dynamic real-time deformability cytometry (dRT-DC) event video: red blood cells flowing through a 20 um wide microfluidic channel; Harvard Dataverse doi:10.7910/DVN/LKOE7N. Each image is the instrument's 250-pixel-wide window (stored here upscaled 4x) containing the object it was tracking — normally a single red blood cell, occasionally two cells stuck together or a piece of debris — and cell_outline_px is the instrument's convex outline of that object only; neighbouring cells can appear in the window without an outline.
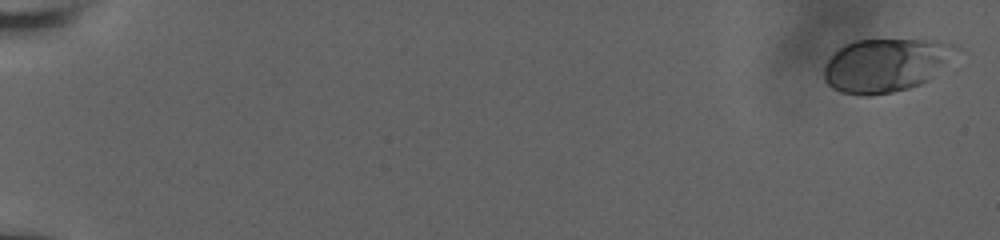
{"species": "human", "species_latin": "Homo sapiens", "temperature_condition": "room temperature", "stored_images_in_passage": 21, "camera_frame_rate_fps": 3000, "um_per_image_px": 0.085, "donor": {"sex": "male"}, "frame": {"image": 1, "passage_image": 1, "time_ms": 0.0, "image_size_px": [1000, 240], "cell_outline_px": [[960, 48], [928, 80], [920, 84], [908, 88], [892, 92], [868, 96], [864, 96], [840, 92], [832, 88], [824, 80], [824, 68], [828, 60], [844, 44], [856, 40], [940, 40], [956, 44]], "centroid_in_image_um": [75.27, 5.53], "position_along_channel_um": 9.7, "area_um2": 40.86}}
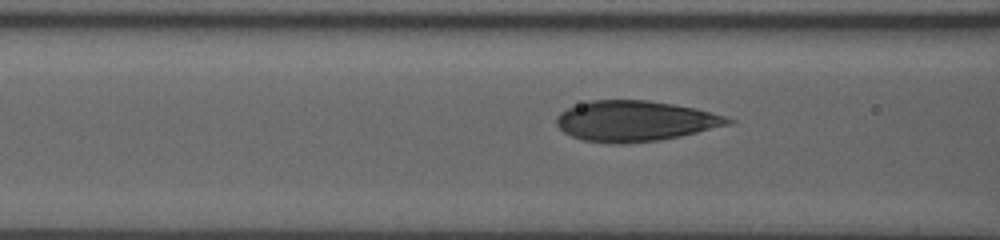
{"frame": {"image": 2, "passage_image": 15, "time_ms": 8.333, "image_size_px": [1000, 240], "cell_outline_px": [[736, 120], [732, 124], [680, 136], [656, 140], [624, 144], [620, 144], [584, 140], [572, 136], [564, 132], [556, 124], [556, 116], [560, 112], [568, 108], [588, 100], [648, 100], [696, 108], [724, 116]], "centroid_in_image_um": [53.98, 10.28], "position_along_channel_um": 112.6, "area_um2": 40.34}}
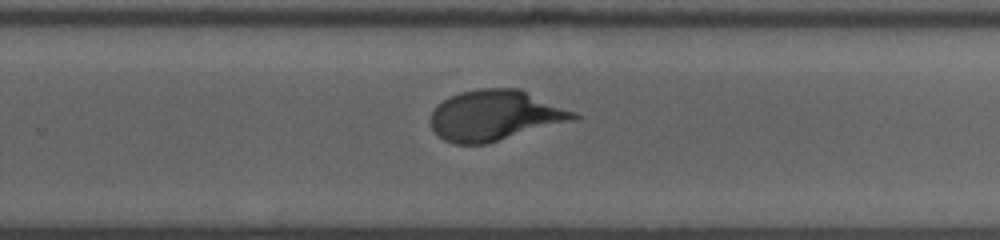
{"frame": {"image": 3, "passage_image": 21, "time_ms": 13.0, "image_size_px": [1000, 240], "cell_outline_px": [[584, 116], [580, 120], [484, 144], [456, 144], [444, 140], [432, 128], [432, 112], [448, 96], [460, 92], [480, 88], [520, 88], [576, 112]], "centroid_in_image_um": [42.19, 9.81], "position_along_channel_um": 287.6, "area_um2": 42.37}}